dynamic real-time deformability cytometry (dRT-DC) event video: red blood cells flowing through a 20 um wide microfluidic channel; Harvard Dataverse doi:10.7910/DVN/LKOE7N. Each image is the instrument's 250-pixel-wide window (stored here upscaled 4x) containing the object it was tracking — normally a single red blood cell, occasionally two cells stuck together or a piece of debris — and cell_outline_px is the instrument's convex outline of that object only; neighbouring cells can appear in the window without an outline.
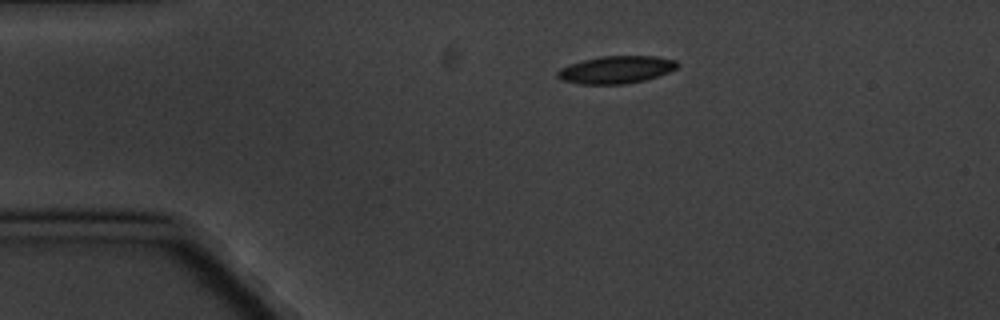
{"species": "common noctule bat (a hibernating species)", "species_latin": "Nyctalus noctula", "temperature_condition": "cold", "stored_images_in_passage": 3, "camera_frame_rate_fps": 3000, "um_per_image_px": 0.085, "animal": {"sex": "male", "body_mass_g": 20.1, "forearm_length_mm": 53.5}, "frame": {"image": 1, "passage_image": 1, "time_ms": 0.0, "image_size_px": [1000, 320], "cell_outline_px": [[680, 64], [676, 68], [668, 72], [644, 80], [624, 84], [580, 84], [564, 80], [556, 76], [556, 72], [560, 68], [584, 60], [600, 56], [656, 56], [676, 60]], "centroid_in_image_um": [52.39, 5.92], "position_along_channel_um": 32.6, "area_um2": 19.02}}